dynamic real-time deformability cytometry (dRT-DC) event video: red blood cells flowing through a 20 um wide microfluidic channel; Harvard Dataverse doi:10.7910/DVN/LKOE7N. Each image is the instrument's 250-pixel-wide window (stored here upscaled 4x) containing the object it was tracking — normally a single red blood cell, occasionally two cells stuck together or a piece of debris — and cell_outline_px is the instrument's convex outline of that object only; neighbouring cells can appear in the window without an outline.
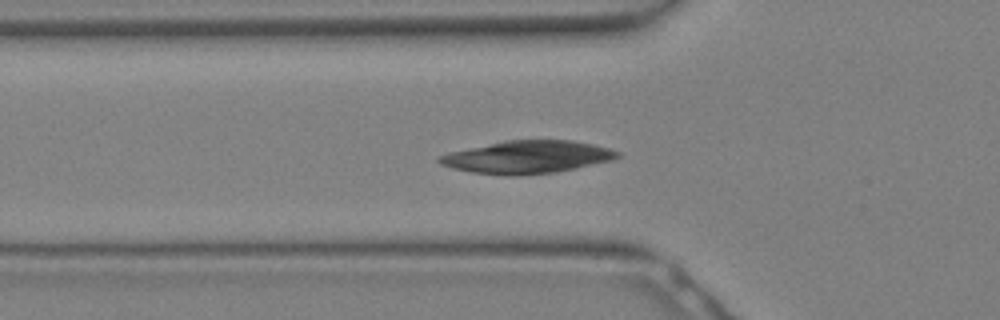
{"species": "Egyptian fruit bat (a non-hibernating species)", "species_latin": "Rousettus aegyptiacus", "temperature_condition": "warm", "stored_images_in_passage": 15, "camera_frame_rate_fps": 3000, "um_per_image_px": 0.085, "animal": {"sex": "female"}, "frame": {"image": 1, "passage_image": 5, "time_ms": 1.333, "image_size_px": [1000, 320], "cell_outline_px": [[624, 156], [612, 160], [552, 172], [516, 176], [508, 176], [472, 172], [452, 168], [440, 164], [436, 160], [440, 156], [448, 152], [504, 140], [572, 140], [592, 144], [608, 148], [620, 152]], "centroid_in_image_um": [44.79, 13.34], "position_along_channel_um": 81.0, "area_um2": 33.81}}
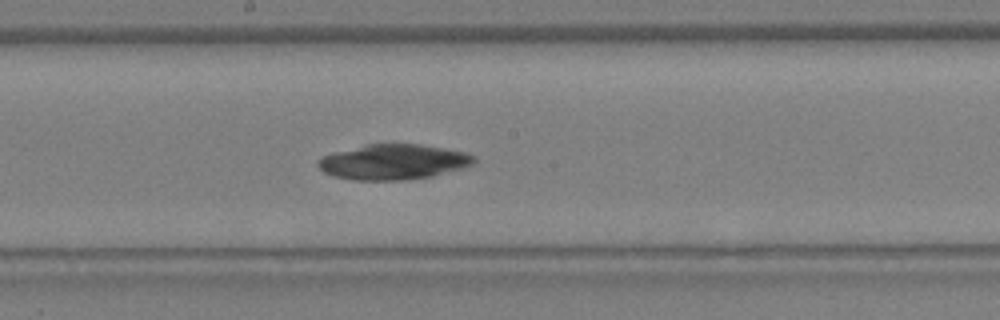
{"frame": {"image": 2, "passage_image": 11, "time_ms": 3.333, "image_size_px": [1000, 320], "cell_outline_px": [[476, 164], [464, 168], [432, 176], [404, 180], [352, 180], [332, 176], [324, 172], [316, 164], [316, 160], [320, 156], [332, 152], [364, 144], [420, 144], [464, 152], [476, 156]], "centroid_in_image_um": [33.4, 13.76], "position_along_channel_um": 214.8, "area_um2": 32.48}}
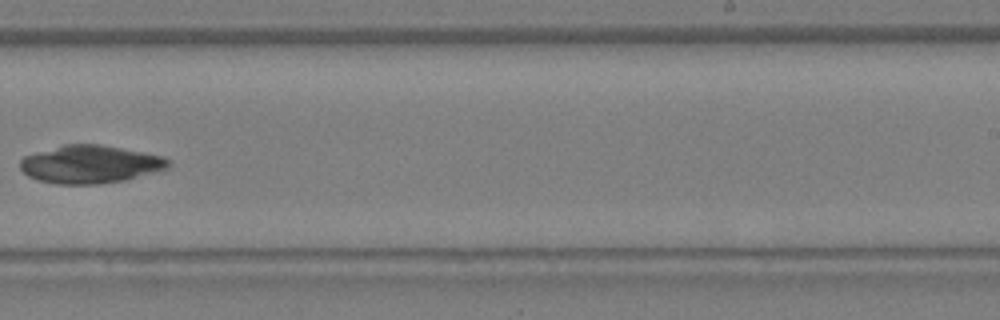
{"frame": {"image": 3, "passage_image": 14, "time_ms": 4.333, "image_size_px": [1000, 320], "cell_outline_px": [[172, 164], [168, 168], [124, 180], [96, 184], [56, 184], [40, 180], [28, 176], [20, 168], [20, 160], [24, 156], [36, 152], [64, 144], [100, 144], [144, 152], [164, 156]], "centroid_in_image_um": [7.67, 13.95], "position_along_channel_um": 281.3, "area_um2": 32.66}}